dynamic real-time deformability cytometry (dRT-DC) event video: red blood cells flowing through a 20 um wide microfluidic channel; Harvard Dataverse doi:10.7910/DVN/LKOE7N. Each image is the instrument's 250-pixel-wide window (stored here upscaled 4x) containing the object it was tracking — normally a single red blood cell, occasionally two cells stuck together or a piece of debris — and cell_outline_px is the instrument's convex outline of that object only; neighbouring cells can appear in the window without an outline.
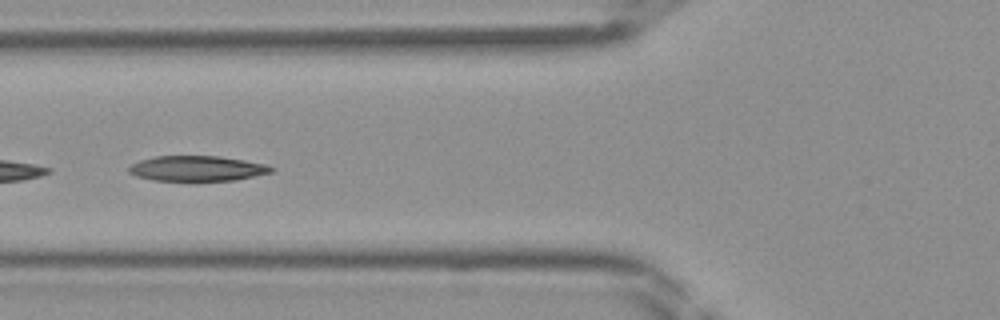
{"species": "Egyptian fruit bat (a non-hibernating species)", "species_latin": "Rousettus aegyptiacus", "temperature_condition": "room temperature", "stored_images_in_passage": 22, "camera_frame_rate_fps": 3000, "um_per_image_px": 0.085, "frame": {"image": 1, "passage_image": 10, "time_ms": 3.0, "image_size_px": [1000, 320], "cell_outline_px": [[276, 168], [272, 172], [236, 180], [192, 184], [152, 180], [136, 176], [128, 172], [128, 168], [132, 164], [140, 160], [156, 156], [220, 156], [268, 164]], "centroid_in_image_um": [16.76, 14.37], "position_along_channel_um": 109.0, "area_um2": 22.14}}
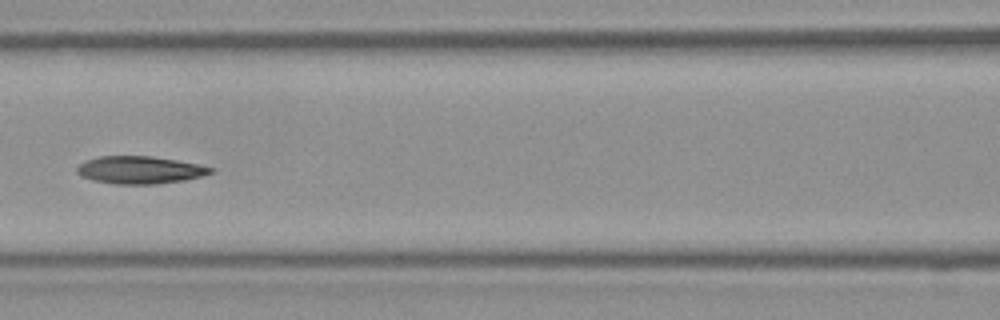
{"frame": {"image": 2, "passage_image": 13, "time_ms": 4.0, "image_size_px": [1000, 320], "cell_outline_px": [[216, 168], [212, 172], [200, 176], [184, 180], [156, 184], [116, 184], [92, 180], [80, 176], [76, 172], [76, 168], [80, 164], [88, 160], [100, 156], [152, 156], [176, 160]], "centroid_in_image_um": [11.86, 14.45], "position_along_channel_um": 154.7, "area_um2": 21.33}}